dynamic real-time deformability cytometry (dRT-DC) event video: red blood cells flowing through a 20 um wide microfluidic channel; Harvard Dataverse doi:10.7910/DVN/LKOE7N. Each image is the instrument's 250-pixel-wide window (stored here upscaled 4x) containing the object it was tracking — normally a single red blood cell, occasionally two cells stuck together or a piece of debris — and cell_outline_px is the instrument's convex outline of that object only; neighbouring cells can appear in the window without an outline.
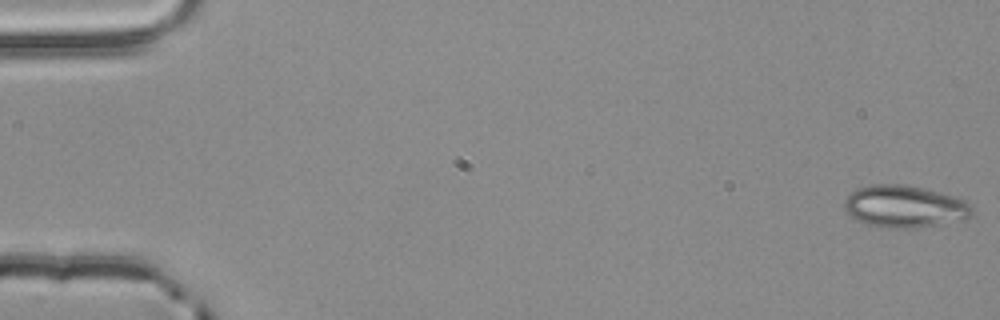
{"species": "common noctule bat (a hibernating species)", "species_latin": "Nyctalus noctula", "temperature_condition": "room temperature", "stored_images_in_passage": 13, "camera_frame_rate_fps": 3000, "um_per_image_px": 0.085, "animal": {"sex": "male", "body_mass_g": 20.4}, "frame": {"image": 1, "passage_image": 1, "time_ms": 0.0, "image_size_px": [1000, 320], "cell_outline_px": [[972, 212], [964, 220], [940, 224], [908, 228], [876, 228], [864, 224], [856, 220], [844, 208], [844, 200], [856, 188], [876, 184], [904, 184], [924, 188], [952, 196], [964, 200], [972, 208]], "centroid_in_image_um": [76.84, 17.56], "position_along_channel_um": 8.2, "area_um2": 31.33}}